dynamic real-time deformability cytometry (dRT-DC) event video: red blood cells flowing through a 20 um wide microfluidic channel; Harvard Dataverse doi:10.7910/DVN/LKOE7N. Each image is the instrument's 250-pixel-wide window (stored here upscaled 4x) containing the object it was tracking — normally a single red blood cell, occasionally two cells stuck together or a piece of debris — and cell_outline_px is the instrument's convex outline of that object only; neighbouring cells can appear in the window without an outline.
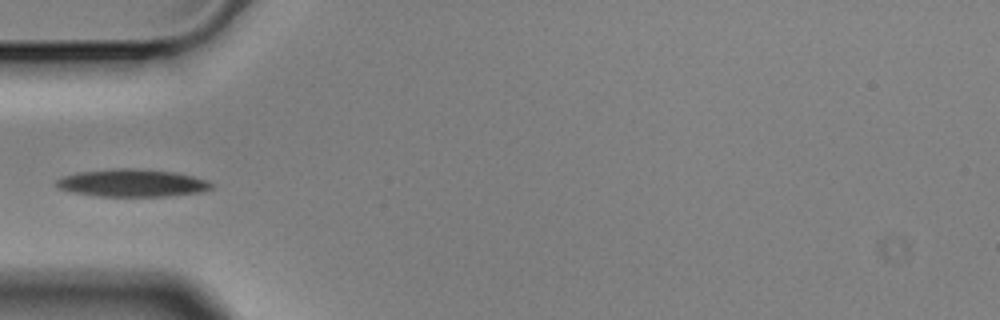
{"species": "Egyptian fruit bat (a non-hibernating species)", "species_latin": "Rousettus aegyptiacus", "temperature_condition": "cold", "stored_images_in_passage": 6, "camera_frame_rate_fps": 3000, "um_per_image_px": 0.085, "animal": {"sex": "male"}, "frame": {"image": 1, "passage_image": 4, "time_ms": 1.0, "image_size_px": [1000, 320], "cell_outline_px": [[216, 184], [212, 188], [200, 192], [168, 196], [96, 196], [72, 192], [60, 188], [56, 184], [56, 180], [64, 176], [80, 172], [112, 168], [136, 168], [176, 172], [208, 180]], "centroid_in_image_um": [11.29, 15.55], "position_along_channel_um": 73.7, "area_um2": 24.97}}
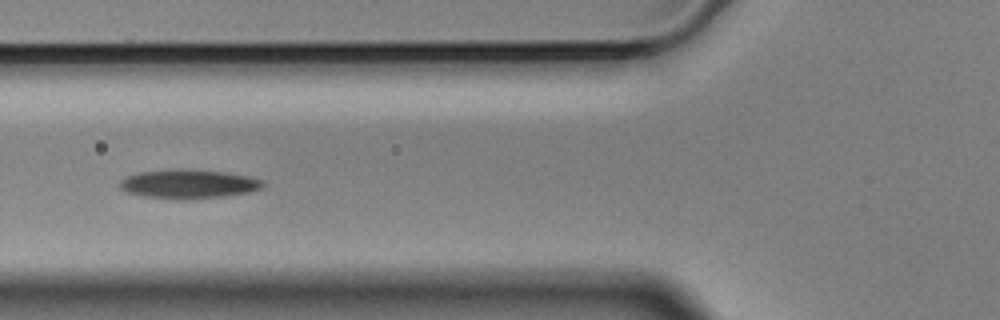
{"frame": {"image": 2, "passage_image": 5, "time_ms": 1.333, "image_size_px": [1000, 320], "cell_outline_px": [[268, 184], [252, 192], [224, 196], [184, 200], [176, 200], [144, 196], [128, 192], [120, 188], [120, 180], [128, 176], [140, 172], [168, 168], [184, 168], [228, 172], [248, 176], [264, 180]], "centroid_in_image_um": [16.08, 15.63], "position_along_channel_um": 109.7, "area_um2": 24.74}}
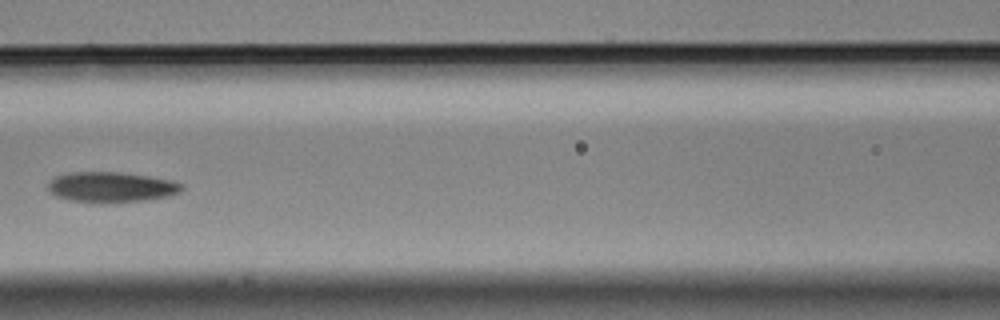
{"frame": {"image": 3, "passage_image": 6, "time_ms": 1.667, "image_size_px": [1000, 320], "cell_outline_px": [[184, 188], [180, 192], [168, 196], [144, 200], [72, 200], [56, 196], [48, 188], [48, 180], [56, 176], [68, 172], [120, 172], [148, 176], [172, 180], [180, 184]], "centroid_in_image_um": [9.46, 15.85], "position_along_channel_um": 157.1, "area_um2": 22.72}}